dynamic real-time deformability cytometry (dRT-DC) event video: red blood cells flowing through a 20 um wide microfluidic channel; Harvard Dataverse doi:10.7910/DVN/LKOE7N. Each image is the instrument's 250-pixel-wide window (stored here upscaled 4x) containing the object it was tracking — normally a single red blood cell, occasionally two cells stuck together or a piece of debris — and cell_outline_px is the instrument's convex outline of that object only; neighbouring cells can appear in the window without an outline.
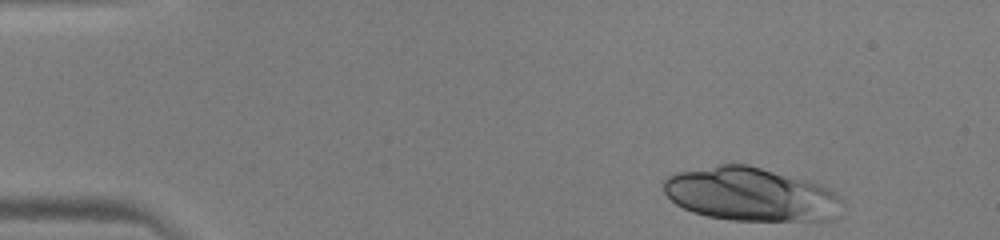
{"species": "human", "species_latin": "Homo sapiens", "temperature_condition": "warm", "stored_images_in_passage": 42, "camera_frame_rate_fps": 3000, "um_per_image_px": 0.085, "donor": {"sex": "male"}, "frame": {"image": 1, "passage_image": 1, "time_ms": 0.0, "image_size_px": [1000, 240], "cell_outline_px": [[840, 216], [832, 220], [732, 220], [708, 216], [692, 212], [676, 204], [664, 192], [664, 180], [668, 176], [676, 172], [720, 164], [748, 164], [808, 180], [820, 184], [836, 192], [840, 196]], "centroid_in_image_um": [63.83, 16.51], "position_along_channel_um": 21.2, "area_um2": 55.83}}
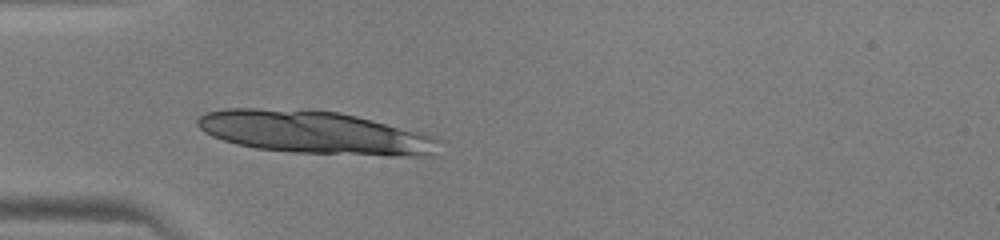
{"frame": {"image": 2, "passage_image": 10, "time_ms": 3.0, "image_size_px": [1000, 240], "cell_outline_px": [[444, 140], [432, 156], [388, 156], [292, 152], [256, 148], [236, 144], [212, 136], [204, 132], [196, 124], [196, 120], [204, 112], [224, 108], [308, 108], [340, 112], [424, 132], [436, 136]], "centroid_in_image_um": [26.81, 11.25], "position_along_channel_um": 58.2, "area_um2": 61.56}}